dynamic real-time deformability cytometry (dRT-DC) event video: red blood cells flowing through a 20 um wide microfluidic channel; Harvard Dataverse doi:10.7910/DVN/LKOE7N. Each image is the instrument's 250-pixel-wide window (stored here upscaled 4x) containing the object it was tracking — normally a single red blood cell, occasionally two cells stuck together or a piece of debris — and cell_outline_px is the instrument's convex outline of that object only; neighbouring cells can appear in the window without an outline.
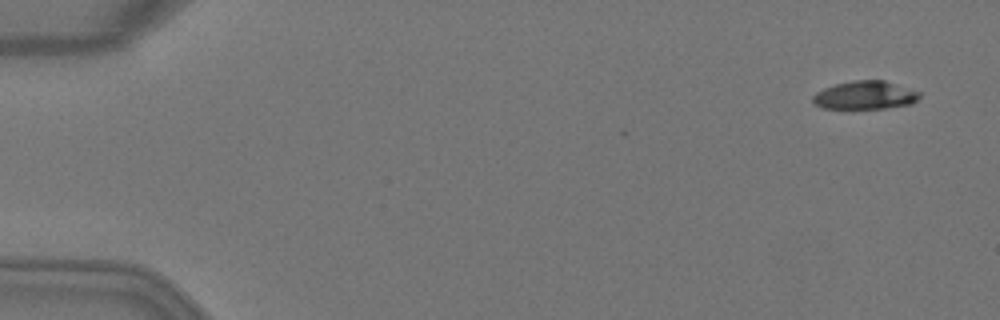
{"species": "Egyptian fruit bat (a non-hibernating species)", "species_latin": "Rousettus aegyptiacus", "temperature_condition": "warm", "stored_images_in_passage": 6, "camera_frame_rate_fps": 3000, "um_per_image_px": 0.085, "animal": {"sex": "female"}, "frame": {"image": 1, "passage_image": 1, "time_ms": 0.0, "image_size_px": [1000, 320], "cell_outline_px": [[920, 96], [912, 104], [884, 108], [824, 108], [816, 104], [812, 100], [812, 96], [816, 92], [824, 88], [836, 84], [852, 80], [884, 80], [920, 92]], "centroid_in_image_um": [73.53, 8.08], "position_along_channel_um": 11.5, "area_um2": 17.4}}
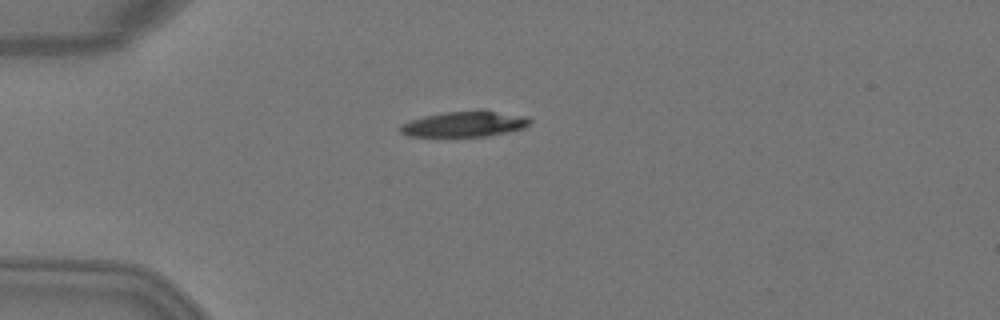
{"frame": {"image": 2, "passage_image": 4, "time_ms": 1.0, "image_size_px": [1000, 320], "cell_outline_px": [[532, 120], [524, 128], [508, 132], [488, 136], [408, 136], [400, 132], [400, 124], [424, 116], [444, 112], [492, 112], [528, 116]], "centroid_in_image_um": [39.47, 10.57], "position_along_channel_um": 45.5, "area_um2": 18.73}}
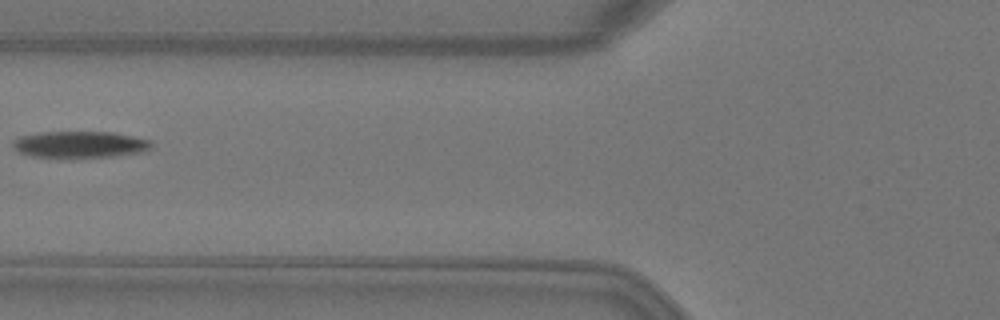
{"frame": {"image": 3, "passage_image": 6, "time_ms": 1.667, "image_size_px": [1000, 320], "cell_outline_px": [[152, 148], [144, 152], [116, 156], [72, 160], [64, 160], [28, 156], [12, 148], [12, 140], [20, 136], [44, 132], [112, 132], [152, 140]], "centroid_in_image_um": [6.77, 12.33], "position_along_channel_um": 119.0, "area_um2": 22.6}}